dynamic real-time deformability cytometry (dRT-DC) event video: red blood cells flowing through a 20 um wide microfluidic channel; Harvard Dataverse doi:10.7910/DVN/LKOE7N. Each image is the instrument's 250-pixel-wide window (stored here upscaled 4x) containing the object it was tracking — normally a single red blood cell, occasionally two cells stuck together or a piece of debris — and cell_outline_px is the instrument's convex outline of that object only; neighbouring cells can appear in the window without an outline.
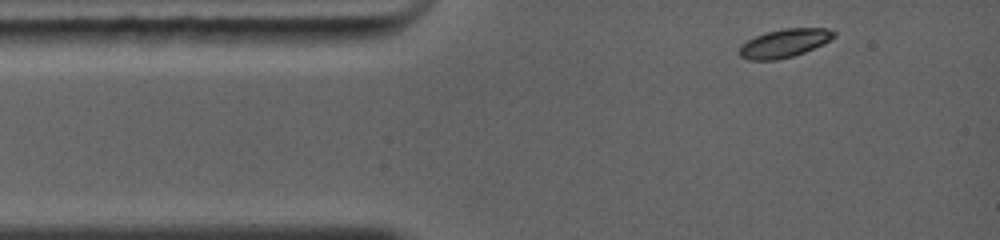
{"species": "common noctule bat (a hibernating species)", "species_latin": "Nyctalus noctula", "temperature_condition": "warm", "stored_images_in_passage": 7, "camera_frame_rate_fps": 5000, "um_per_image_px": 0.085, "animal": {"sex": "female", "body_mass_g": 19.0, "forearm_length_mm": 56.7}, "frame": {"image": 1, "passage_image": 1, "time_ms": 0.0, "image_size_px": [1000, 240], "cell_outline_px": [[836, 36], [824, 44], [804, 52], [792, 56], [776, 60], [748, 60], [740, 56], [740, 44], [764, 32], [784, 28], [828, 28], [836, 32]], "centroid_in_image_um": [66.69, 3.66], "position_along_channel_um": 18.3, "area_um2": 15.72}}
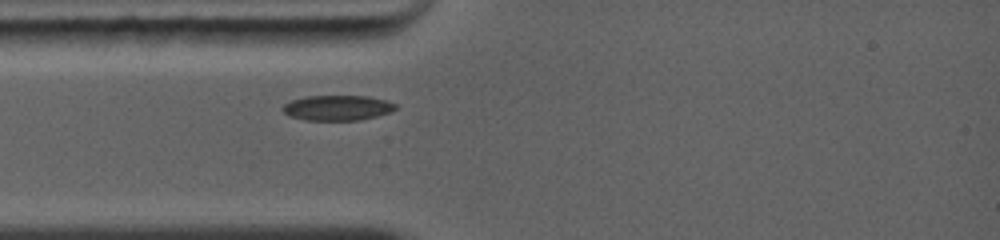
{"frame": {"image": 2, "passage_image": 5, "time_ms": 1.8, "image_size_px": [1000, 240], "cell_outline_px": [[396, 108], [392, 112], [360, 120], [304, 120], [288, 116], [280, 108], [284, 104], [292, 100], [304, 96], [368, 96], [388, 100], [396, 104]], "centroid_in_image_um": [28.67, 9.16], "position_along_channel_um": 56.3, "area_um2": 16.76}}
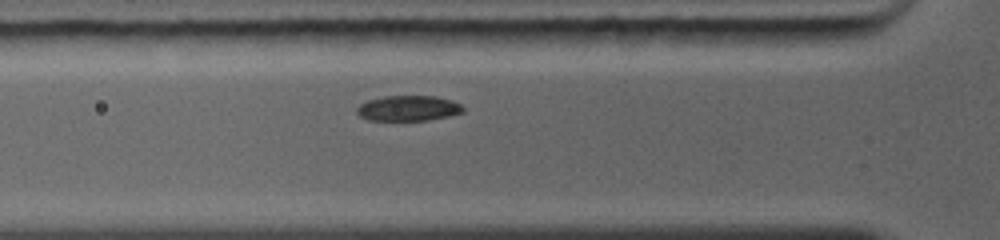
{"frame": {"image": 3, "passage_image": 7, "time_ms": 2.6, "image_size_px": [1000, 240], "cell_outline_px": [[464, 112], [448, 116], [428, 120], [368, 120], [360, 116], [356, 112], [356, 108], [360, 104], [368, 100], [384, 96], [436, 96], [452, 100], [460, 104], [464, 108]], "centroid_in_image_um": [34.7, 9.2], "position_along_channel_um": 91.1, "area_um2": 15.72}}